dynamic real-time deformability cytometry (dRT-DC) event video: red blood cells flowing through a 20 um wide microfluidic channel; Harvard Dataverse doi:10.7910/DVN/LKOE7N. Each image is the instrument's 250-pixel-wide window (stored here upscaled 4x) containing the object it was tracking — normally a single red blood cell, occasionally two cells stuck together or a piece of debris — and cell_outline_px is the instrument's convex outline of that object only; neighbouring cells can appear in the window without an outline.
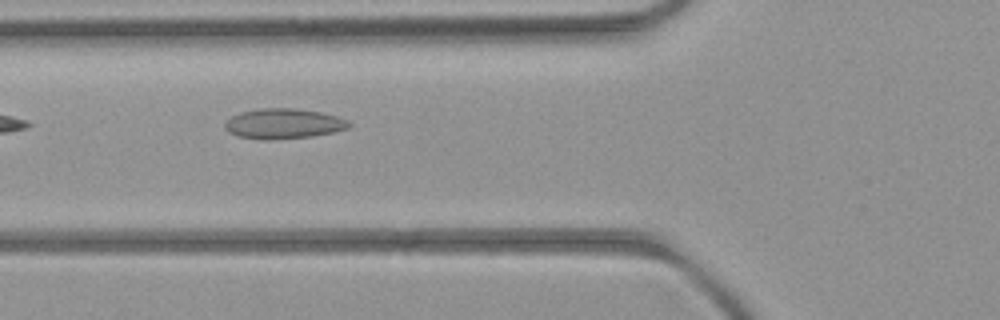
{"species": "common noctule bat (a hibernating species)", "species_latin": "Nyctalus noctula", "temperature_condition": "room temperature", "stored_images_in_passage": 5, "camera_frame_rate_fps": 3000, "um_per_image_px": 0.085, "animal": {"sex": "female", "body_mass_g": 21.9}, "frame": {"image": 1, "passage_image": 3, "time_ms": 2.333, "image_size_px": [1000, 320], "cell_outline_px": [[352, 124], [348, 128], [332, 132], [312, 136], [268, 140], [260, 140], [236, 136], [228, 132], [224, 128], [224, 124], [232, 116], [240, 112], [260, 108], [296, 108], [320, 112], [336, 116], [348, 120]], "centroid_in_image_um": [24.07, 10.51], "position_along_channel_um": 101.7, "area_um2": 21.91}}
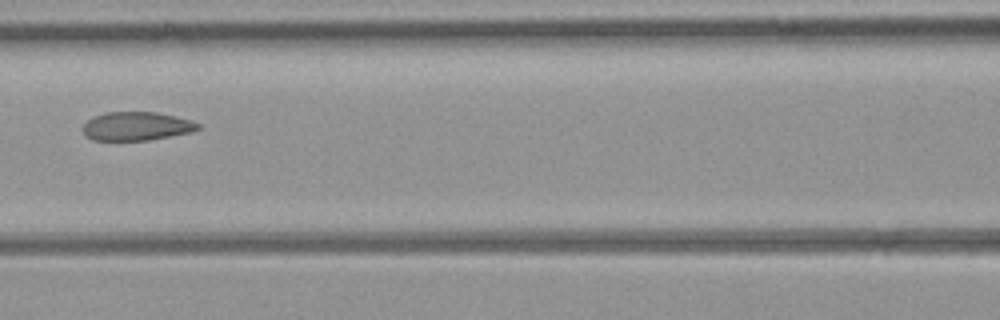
{"frame": {"image": 2, "passage_image": 4, "time_ms": 3.667, "image_size_px": [1000, 320], "cell_outline_px": [[200, 128], [192, 132], [148, 140], [92, 140], [84, 136], [84, 124], [92, 116], [104, 112], [156, 112], [176, 116], [192, 120], [200, 124]], "centroid_in_image_um": [11.6, 10.72], "position_along_channel_um": 155.0, "area_um2": 19.31}}
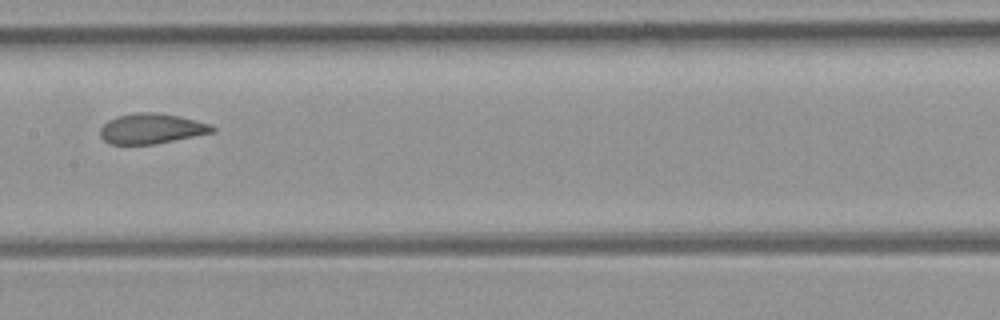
{"frame": {"image": 3, "passage_image": 5, "time_ms": 4.667, "image_size_px": [1000, 320], "cell_outline_px": [[216, 128], [212, 132], [156, 144], [112, 144], [104, 140], [100, 136], [100, 128], [108, 120], [116, 116], [136, 112], [160, 112], [180, 116], [212, 124]], "centroid_in_image_um": [12.87, 10.92], "position_along_channel_um": 194.5, "area_um2": 19.83}}